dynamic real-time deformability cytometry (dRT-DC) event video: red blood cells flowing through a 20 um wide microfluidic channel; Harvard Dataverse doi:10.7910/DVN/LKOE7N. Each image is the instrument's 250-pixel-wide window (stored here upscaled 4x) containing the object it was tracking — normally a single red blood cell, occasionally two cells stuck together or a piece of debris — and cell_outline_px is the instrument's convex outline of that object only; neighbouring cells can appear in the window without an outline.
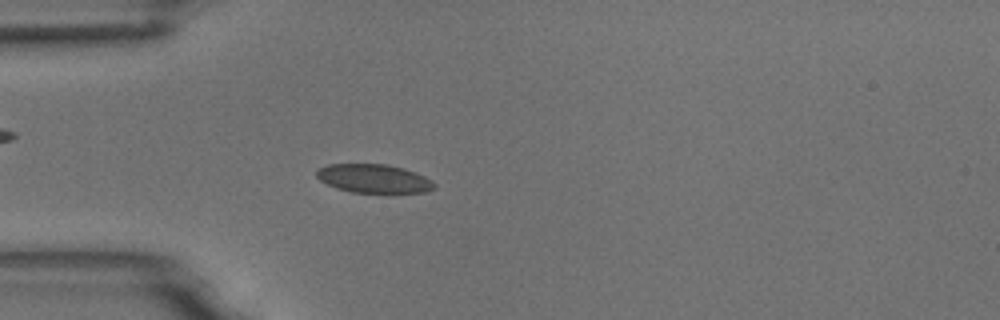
{"species": "common noctule bat (a hibernating species)", "species_latin": "Nyctalus noctula", "temperature_condition": "room temperature", "stored_images_in_passage": 28, "camera_frame_rate_fps": 3000, "um_per_image_px": 0.085, "animal": {"sex": "male", "body_mass_g": 18.8}, "frame": {"image": 1, "passage_image": 8, "time_ms": 2.333, "image_size_px": [1000, 320], "cell_outline_px": [[436, 188], [424, 192], [352, 192], [336, 188], [320, 180], [316, 176], [316, 172], [320, 168], [328, 164], [388, 164], [404, 168], [416, 172], [432, 180], [436, 184]], "centroid_in_image_um": [31.8, 15.17], "position_along_channel_um": 53.2, "area_um2": 19.59}}